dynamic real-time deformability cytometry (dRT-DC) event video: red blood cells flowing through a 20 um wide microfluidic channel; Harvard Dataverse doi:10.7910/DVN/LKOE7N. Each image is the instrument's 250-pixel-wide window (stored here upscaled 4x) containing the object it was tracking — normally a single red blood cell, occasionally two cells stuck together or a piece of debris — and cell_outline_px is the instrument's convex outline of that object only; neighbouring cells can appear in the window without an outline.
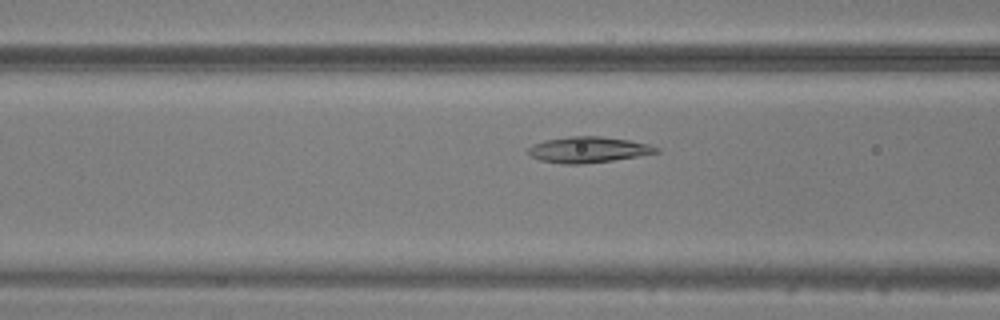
{"species": "common noctule bat (a hibernating species)", "species_latin": "Nyctalus noctula", "temperature_condition": "warm", "stored_images_in_passage": 49, "camera_frame_rate_fps": 3000, "um_per_image_px": 0.085, "animal": {"sex": "male", "body_mass_g": 20.5, "forearm_length_mm": 52.5}, "frame": {"image": 1, "passage_image": 20, "time_ms": 6.333, "image_size_px": [1000, 320], "cell_outline_px": [[660, 152], [612, 160], [580, 164], [560, 164], [540, 160], [532, 156], [528, 152], [528, 148], [532, 144], [544, 140], [572, 136], [600, 136], [628, 140], [648, 144], [660, 148]], "centroid_in_image_um": [49.98, 12.72], "position_along_channel_um": 116.6, "area_um2": 19.19}}
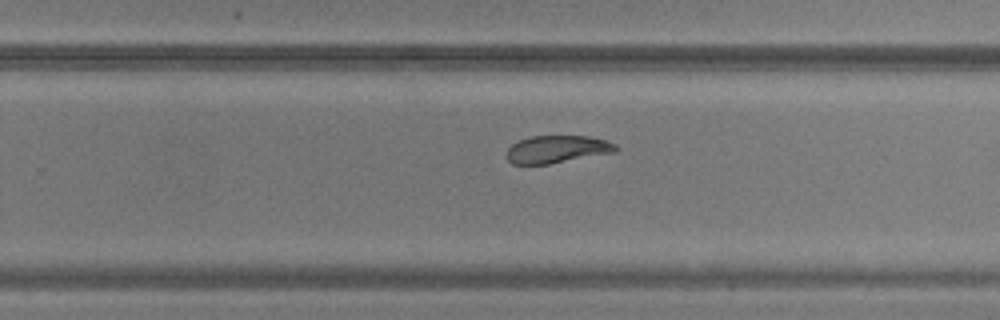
{"frame": {"image": 2, "passage_image": 32, "time_ms": 10.333, "image_size_px": [1000, 320], "cell_outline_px": [[620, 148], [616, 152], [548, 164], [512, 164], [508, 160], [508, 148], [512, 144], [520, 140], [532, 136], [588, 136], [604, 140], [616, 144]], "centroid_in_image_um": [47.38, 12.69], "position_along_channel_um": 282.4, "area_um2": 17.4}}
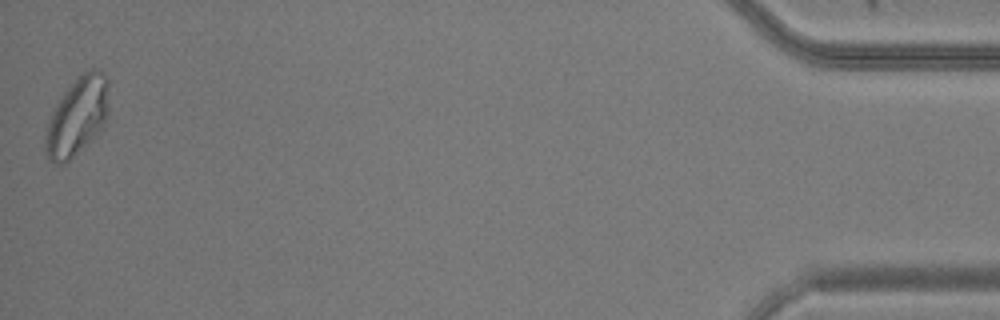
{"frame": {"image": 3, "passage_image": 49, "time_ms": 16.0, "image_size_px": [1000, 320], "cell_outline_px": [[108, 116], [104, 124], [64, 164], [56, 164], [48, 160], [44, 148], [44, 140], [48, 120], [60, 96], [76, 76], [88, 68], [96, 68], [104, 72], [108, 76]], "centroid_in_image_um": [6.55, 9.81], "position_along_channel_um": 428.6, "area_um2": 28.96}}